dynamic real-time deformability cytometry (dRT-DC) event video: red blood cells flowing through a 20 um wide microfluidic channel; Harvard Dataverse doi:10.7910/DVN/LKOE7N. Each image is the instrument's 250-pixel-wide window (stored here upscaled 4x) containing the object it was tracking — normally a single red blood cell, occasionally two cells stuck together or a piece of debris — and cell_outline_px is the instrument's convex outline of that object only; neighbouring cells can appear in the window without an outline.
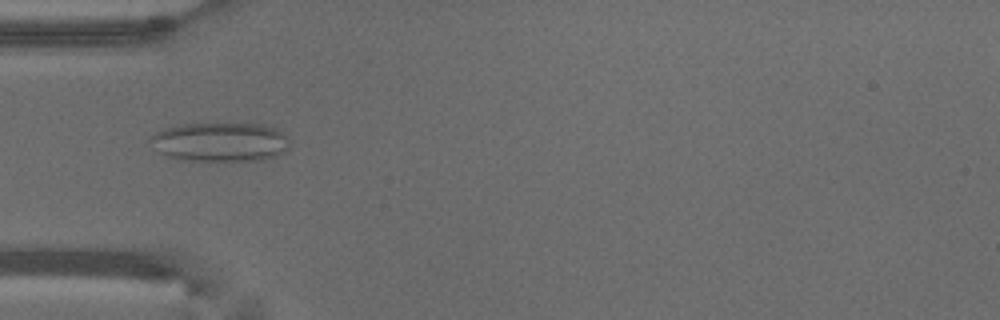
{"species": "common noctule bat (a hibernating species)", "species_latin": "Nyctalus noctula", "temperature_condition": "warm", "stored_images_in_passage": 53, "camera_frame_rate_fps": 3000, "um_per_image_px": 0.085, "animal": {"sex": "male", "body_mass_g": 18.8}, "frame": {"image": 1, "passage_image": 17, "time_ms": 5.333, "image_size_px": [1000, 320], "cell_outline_px": [[288, 148], [284, 152], [276, 156], [264, 160], [176, 160], [164, 156], [148, 140], [156, 132], [180, 124], [264, 124], [276, 128], [288, 136]], "centroid_in_image_um": [18.73, 12.07], "position_along_channel_um": 66.3, "area_um2": 31.79}}
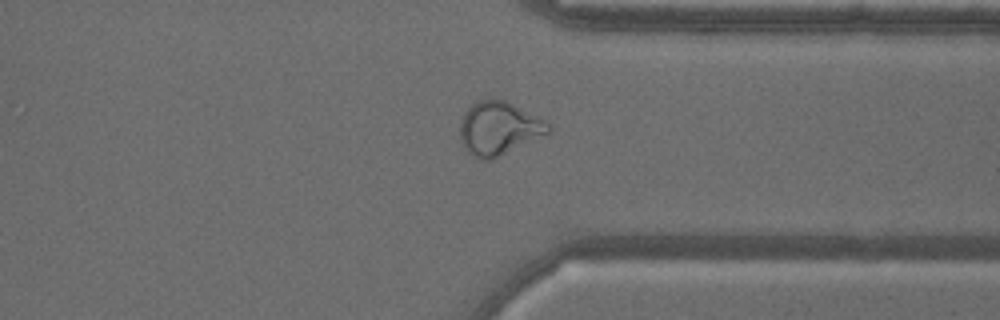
{"frame": {"image": 2, "passage_image": 41, "time_ms": 13.333, "image_size_px": [1000, 320], "cell_outline_px": [[552, 128], [548, 132], [488, 160], [480, 160], [468, 152], [464, 148], [460, 140], [460, 120], [464, 112], [476, 100], [504, 100], [548, 120]], "centroid_in_image_um": [42.36, 10.88], "position_along_channel_um": 369.0, "area_um2": 26.99}}
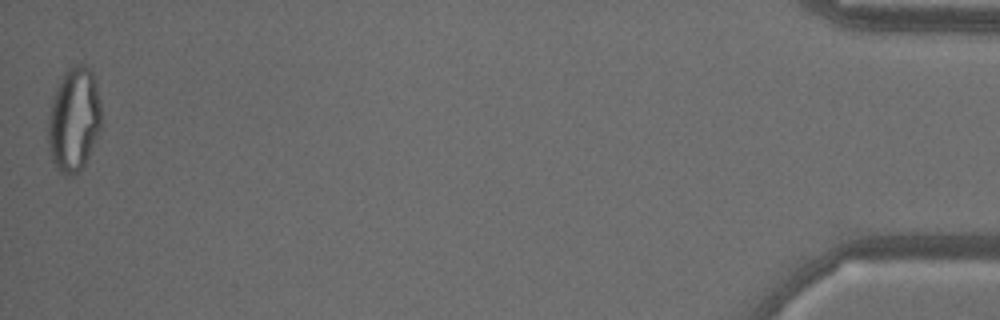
{"frame": {"image": 3, "passage_image": 53, "time_ms": 17.333, "image_size_px": [1000, 320], "cell_outline_px": [[100, 128], [88, 156], [80, 172], [72, 176], [64, 176], [56, 168], [52, 160], [48, 144], [48, 116], [52, 96], [64, 72], [68, 68], [76, 64], [84, 64], [92, 72], [100, 100]], "centroid_in_image_um": [6.25, 10.18], "position_along_channel_um": 428.9, "area_um2": 32.31}, "authors_computed_cell_mechanics": {"area_um2": 28.5532, "velocity_mm_per_s": 3.7936, "shape_relaxation_time_tau1_ms": null, "shape_relaxation_time_tau2_ms": 1.0541, "deformation_change_tau1": null, "deformation_change_tau2": 0.0896}}